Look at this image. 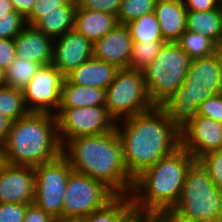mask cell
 I'll return each instance as SVG.
<instances>
[{"label": "cell", "instance_id": "cell-38", "mask_svg": "<svg viewBox=\"0 0 222 222\" xmlns=\"http://www.w3.org/2000/svg\"><path fill=\"white\" fill-rule=\"evenodd\" d=\"M50 214L43 211L36 203L27 206L23 222H55Z\"/></svg>", "mask_w": 222, "mask_h": 222}, {"label": "cell", "instance_id": "cell-10", "mask_svg": "<svg viewBox=\"0 0 222 222\" xmlns=\"http://www.w3.org/2000/svg\"><path fill=\"white\" fill-rule=\"evenodd\" d=\"M34 203L56 220L63 221V202L68 176L72 168L60 155L53 161L34 167Z\"/></svg>", "mask_w": 222, "mask_h": 222}, {"label": "cell", "instance_id": "cell-3", "mask_svg": "<svg viewBox=\"0 0 222 222\" xmlns=\"http://www.w3.org/2000/svg\"><path fill=\"white\" fill-rule=\"evenodd\" d=\"M196 159L182 146L161 158L134 178L131 199L136 214L151 215L173 208L180 199L183 183Z\"/></svg>", "mask_w": 222, "mask_h": 222}, {"label": "cell", "instance_id": "cell-48", "mask_svg": "<svg viewBox=\"0 0 222 222\" xmlns=\"http://www.w3.org/2000/svg\"><path fill=\"white\" fill-rule=\"evenodd\" d=\"M220 222H222V210H221V213H220Z\"/></svg>", "mask_w": 222, "mask_h": 222}, {"label": "cell", "instance_id": "cell-33", "mask_svg": "<svg viewBox=\"0 0 222 222\" xmlns=\"http://www.w3.org/2000/svg\"><path fill=\"white\" fill-rule=\"evenodd\" d=\"M71 0H34L31 12L25 17L26 24L33 26L44 13L57 10L58 6L67 5Z\"/></svg>", "mask_w": 222, "mask_h": 222}, {"label": "cell", "instance_id": "cell-30", "mask_svg": "<svg viewBox=\"0 0 222 222\" xmlns=\"http://www.w3.org/2000/svg\"><path fill=\"white\" fill-rule=\"evenodd\" d=\"M157 0H122L117 15L118 24L129 23L147 13L154 12Z\"/></svg>", "mask_w": 222, "mask_h": 222}, {"label": "cell", "instance_id": "cell-36", "mask_svg": "<svg viewBox=\"0 0 222 222\" xmlns=\"http://www.w3.org/2000/svg\"><path fill=\"white\" fill-rule=\"evenodd\" d=\"M28 204L0 203V222H23Z\"/></svg>", "mask_w": 222, "mask_h": 222}, {"label": "cell", "instance_id": "cell-31", "mask_svg": "<svg viewBox=\"0 0 222 222\" xmlns=\"http://www.w3.org/2000/svg\"><path fill=\"white\" fill-rule=\"evenodd\" d=\"M197 161L207 171L214 185L222 189V149L208 152L199 157Z\"/></svg>", "mask_w": 222, "mask_h": 222}, {"label": "cell", "instance_id": "cell-45", "mask_svg": "<svg viewBox=\"0 0 222 222\" xmlns=\"http://www.w3.org/2000/svg\"><path fill=\"white\" fill-rule=\"evenodd\" d=\"M214 56L217 58L219 68H220V72H221V75H222V41L215 44Z\"/></svg>", "mask_w": 222, "mask_h": 222}, {"label": "cell", "instance_id": "cell-22", "mask_svg": "<svg viewBox=\"0 0 222 222\" xmlns=\"http://www.w3.org/2000/svg\"><path fill=\"white\" fill-rule=\"evenodd\" d=\"M105 106V89L75 85L64 79L59 108Z\"/></svg>", "mask_w": 222, "mask_h": 222}, {"label": "cell", "instance_id": "cell-15", "mask_svg": "<svg viewBox=\"0 0 222 222\" xmlns=\"http://www.w3.org/2000/svg\"><path fill=\"white\" fill-rule=\"evenodd\" d=\"M93 57V44L76 29L65 32L53 41L52 64L66 76Z\"/></svg>", "mask_w": 222, "mask_h": 222}, {"label": "cell", "instance_id": "cell-35", "mask_svg": "<svg viewBox=\"0 0 222 222\" xmlns=\"http://www.w3.org/2000/svg\"><path fill=\"white\" fill-rule=\"evenodd\" d=\"M122 0H77L80 8L101 11L117 17Z\"/></svg>", "mask_w": 222, "mask_h": 222}, {"label": "cell", "instance_id": "cell-6", "mask_svg": "<svg viewBox=\"0 0 222 222\" xmlns=\"http://www.w3.org/2000/svg\"><path fill=\"white\" fill-rule=\"evenodd\" d=\"M191 60L177 42H165L155 59L142 70L154 106L164 104L183 85Z\"/></svg>", "mask_w": 222, "mask_h": 222}, {"label": "cell", "instance_id": "cell-47", "mask_svg": "<svg viewBox=\"0 0 222 222\" xmlns=\"http://www.w3.org/2000/svg\"><path fill=\"white\" fill-rule=\"evenodd\" d=\"M55 222H76V221H62V220H56Z\"/></svg>", "mask_w": 222, "mask_h": 222}, {"label": "cell", "instance_id": "cell-42", "mask_svg": "<svg viewBox=\"0 0 222 222\" xmlns=\"http://www.w3.org/2000/svg\"><path fill=\"white\" fill-rule=\"evenodd\" d=\"M11 124L12 121L8 117L0 114V146L5 144Z\"/></svg>", "mask_w": 222, "mask_h": 222}, {"label": "cell", "instance_id": "cell-41", "mask_svg": "<svg viewBox=\"0 0 222 222\" xmlns=\"http://www.w3.org/2000/svg\"><path fill=\"white\" fill-rule=\"evenodd\" d=\"M16 12L24 18L31 12L34 0H10Z\"/></svg>", "mask_w": 222, "mask_h": 222}, {"label": "cell", "instance_id": "cell-13", "mask_svg": "<svg viewBox=\"0 0 222 222\" xmlns=\"http://www.w3.org/2000/svg\"><path fill=\"white\" fill-rule=\"evenodd\" d=\"M181 146L196 160L222 149V123L197 115L181 132Z\"/></svg>", "mask_w": 222, "mask_h": 222}, {"label": "cell", "instance_id": "cell-43", "mask_svg": "<svg viewBox=\"0 0 222 222\" xmlns=\"http://www.w3.org/2000/svg\"><path fill=\"white\" fill-rule=\"evenodd\" d=\"M15 11L13 4L10 0H0V18L7 16V13Z\"/></svg>", "mask_w": 222, "mask_h": 222}, {"label": "cell", "instance_id": "cell-12", "mask_svg": "<svg viewBox=\"0 0 222 222\" xmlns=\"http://www.w3.org/2000/svg\"><path fill=\"white\" fill-rule=\"evenodd\" d=\"M64 79L65 76L53 64L41 66L22 89L28 111L55 115L60 106Z\"/></svg>", "mask_w": 222, "mask_h": 222}, {"label": "cell", "instance_id": "cell-40", "mask_svg": "<svg viewBox=\"0 0 222 222\" xmlns=\"http://www.w3.org/2000/svg\"><path fill=\"white\" fill-rule=\"evenodd\" d=\"M185 7L190 11H207L218 8L221 0H183Z\"/></svg>", "mask_w": 222, "mask_h": 222}, {"label": "cell", "instance_id": "cell-16", "mask_svg": "<svg viewBox=\"0 0 222 222\" xmlns=\"http://www.w3.org/2000/svg\"><path fill=\"white\" fill-rule=\"evenodd\" d=\"M132 43L126 24H117L93 44V57L114 64L119 69L129 68Z\"/></svg>", "mask_w": 222, "mask_h": 222}, {"label": "cell", "instance_id": "cell-28", "mask_svg": "<svg viewBox=\"0 0 222 222\" xmlns=\"http://www.w3.org/2000/svg\"><path fill=\"white\" fill-rule=\"evenodd\" d=\"M41 66L39 63L16 57L13 63L4 70L6 85L22 90Z\"/></svg>", "mask_w": 222, "mask_h": 222}, {"label": "cell", "instance_id": "cell-9", "mask_svg": "<svg viewBox=\"0 0 222 222\" xmlns=\"http://www.w3.org/2000/svg\"><path fill=\"white\" fill-rule=\"evenodd\" d=\"M116 196L102 182L72 170L65 189L63 221L82 219L105 207Z\"/></svg>", "mask_w": 222, "mask_h": 222}, {"label": "cell", "instance_id": "cell-5", "mask_svg": "<svg viewBox=\"0 0 222 222\" xmlns=\"http://www.w3.org/2000/svg\"><path fill=\"white\" fill-rule=\"evenodd\" d=\"M222 93V75L214 56L191 60L183 85L160 107L181 132L196 116L198 106Z\"/></svg>", "mask_w": 222, "mask_h": 222}, {"label": "cell", "instance_id": "cell-32", "mask_svg": "<svg viewBox=\"0 0 222 222\" xmlns=\"http://www.w3.org/2000/svg\"><path fill=\"white\" fill-rule=\"evenodd\" d=\"M27 26L25 18L16 11L0 18V38L14 39Z\"/></svg>", "mask_w": 222, "mask_h": 222}, {"label": "cell", "instance_id": "cell-18", "mask_svg": "<svg viewBox=\"0 0 222 222\" xmlns=\"http://www.w3.org/2000/svg\"><path fill=\"white\" fill-rule=\"evenodd\" d=\"M118 70L116 65L92 57L69 72L65 79L75 85L93 86L106 90Z\"/></svg>", "mask_w": 222, "mask_h": 222}, {"label": "cell", "instance_id": "cell-26", "mask_svg": "<svg viewBox=\"0 0 222 222\" xmlns=\"http://www.w3.org/2000/svg\"><path fill=\"white\" fill-rule=\"evenodd\" d=\"M28 113L21 89L8 85L0 86V114L8 117L13 122Z\"/></svg>", "mask_w": 222, "mask_h": 222}, {"label": "cell", "instance_id": "cell-27", "mask_svg": "<svg viewBox=\"0 0 222 222\" xmlns=\"http://www.w3.org/2000/svg\"><path fill=\"white\" fill-rule=\"evenodd\" d=\"M176 42L192 60L214 54L215 43L198 32L186 30Z\"/></svg>", "mask_w": 222, "mask_h": 222}, {"label": "cell", "instance_id": "cell-44", "mask_svg": "<svg viewBox=\"0 0 222 222\" xmlns=\"http://www.w3.org/2000/svg\"><path fill=\"white\" fill-rule=\"evenodd\" d=\"M127 222H153L151 215L134 214Z\"/></svg>", "mask_w": 222, "mask_h": 222}, {"label": "cell", "instance_id": "cell-24", "mask_svg": "<svg viewBox=\"0 0 222 222\" xmlns=\"http://www.w3.org/2000/svg\"><path fill=\"white\" fill-rule=\"evenodd\" d=\"M135 210L130 195H117L105 207L76 222H127Z\"/></svg>", "mask_w": 222, "mask_h": 222}, {"label": "cell", "instance_id": "cell-39", "mask_svg": "<svg viewBox=\"0 0 222 222\" xmlns=\"http://www.w3.org/2000/svg\"><path fill=\"white\" fill-rule=\"evenodd\" d=\"M153 222H195L175 211L173 208H166L151 214Z\"/></svg>", "mask_w": 222, "mask_h": 222}, {"label": "cell", "instance_id": "cell-46", "mask_svg": "<svg viewBox=\"0 0 222 222\" xmlns=\"http://www.w3.org/2000/svg\"><path fill=\"white\" fill-rule=\"evenodd\" d=\"M6 85L5 79H4V70L0 67V86Z\"/></svg>", "mask_w": 222, "mask_h": 222}, {"label": "cell", "instance_id": "cell-25", "mask_svg": "<svg viewBox=\"0 0 222 222\" xmlns=\"http://www.w3.org/2000/svg\"><path fill=\"white\" fill-rule=\"evenodd\" d=\"M133 42L165 41L155 12L147 13L126 23Z\"/></svg>", "mask_w": 222, "mask_h": 222}, {"label": "cell", "instance_id": "cell-20", "mask_svg": "<svg viewBox=\"0 0 222 222\" xmlns=\"http://www.w3.org/2000/svg\"><path fill=\"white\" fill-rule=\"evenodd\" d=\"M117 24V17L112 14L86 10L77 6L74 29L92 44L103 38Z\"/></svg>", "mask_w": 222, "mask_h": 222}, {"label": "cell", "instance_id": "cell-34", "mask_svg": "<svg viewBox=\"0 0 222 222\" xmlns=\"http://www.w3.org/2000/svg\"><path fill=\"white\" fill-rule=\"evenodd\" d=\"M197 115L222 123V93L206 99L198 106Z\"/></svg>", "mask_w": 222, "mask_h": 222}, {"label": "cell", "instance_id": "cell-21", "mask_svg": "<svg viewBox=\"0 0 222 222\" xmlns=\"http://www.w3.org/2000/svg\"><path fill=\"white\" fill-rule=\"evenodd\" d=\"M77 6V0L58 6L57 10L44 13L33 27L53 40L61 37L65 32L74 29Z\"/></svg>", "mask_w": 222, "mask_h": 222}, {"label": "cell", "instance_id": "cell-19", "mask_svg": "<svg viewBox=\"0 0 222 222\" xmlns=\"http://www.w3.org/2000/svg\"><path fill=\"white\" fill-rule=\"evenodd\" d=\"M187 11L183 0H157L154 12L166 42H176L186 31Z\"/></svg>", "mask_w": 222, "mask_h": 222}, {"label": "cell", "instance_id": "cell-2", "mask_svg": "<svg viewBox=\"0 0 222 222\" xmlns=\"http://www.w3.org/2000/svg\"><path fill=\"white\" fill-rule=\"evenodd\" d=\"M62 155L73 171L105 184L116 195H130L134 178L128 173L117 130L70 139Z\"/></svg>", "mask_w": 222, "mask_h": 222}, {"label": "cell", "instance_id": "cell-14", "mask_svg": "<svg viewBox=\"0 0 222 222\" xmlns=\"http://www.w3.org/2000/svg\"><path fill=\"white\" fill-rule=\"evenodd\" d=\"M35 169L4 163L0 169V203L34 202Z\"/></svg>", "mask_w": 222, "mask_h": 222}, {"label": "cell", "instance_id": "cell-7", "mask_svg": "<svg viewBox=\"0 0 222 222\" xmlns=\"http://www.w3.org/2000/svg\"><path fill=\"white\" fill-rule=\"evenodd\" d=\"M173 209L195 222H220L222 189L214 185L197 160L187 171L180 199Z\"/></svg>", "mask_w": 222, "mask_h": 222}, {"label": "cell", "instance_id": "cell-11", "mask_svg": "<svg viewBox=\"0 0 222 222\" xmlns=\"http://www.w3.org/2000/svg\"><path fill=\"white\" fill-rule=\"evenodd\" d=\"M55 116L62 147L73 138L112 132L117 125L105 106L59 108Z\"/></svg>", "mask_w": 222, "mask_h": 222}, {"label": "cell", "instance_id": "cell-17", "mask_svg": "<svg viewBox=\"0 0 222 222\" xmlns=\"http://www.w3.org/2000/svg\"><path fill=\"white\" fill-rule=\"evenodd\" d=\"M53 41L51 37L27 25L14 38L16 57L42 66L52 64Z\"/></svg>", "mask_w": 222, "mask_h": 222}, {"label": "cell", "instance_id": "cell-29", "mask_svg": "<svg viewBox=\"0 0 222 222\" xmlns=\"http://www.w3.org/2000/svg\"><path fill=\"white\" fill-rule=\"evenodd\" d=\"M166 41L133 42L129 68L142 71L150 64Z\"/></svg>", "mask_w": 222, "mask_h": 222}, {"label": "cell", "instance_id": "cell-4", "mask_svg": "<svg viewBox=\"0 0 222 222\" xmlns=\"http://www.w3.org/2000/svg\"><path fill=\"white\" fill-rule=\"evenodd\" d=\"M3 147L8 164L36 167L62 155L56 116L29 112L13 121Z\"/></svg>", "mask_w": 222, "mask_h": 222}, {"label": "cell", "instance_id": "cell-1", "mask_svg": "<svg viewBox=\"0 0 222 222\" xmlns=\"http://www.w3.org/2000/svg\"><path fill=\"white\" fill-rule=\"evenodd\" d=\"M118 122L125 167L136 178L146 168L181 146L180 132L160 106Z\"/></svg>", "mask_w": 222, "mask_h": 222}, {"label": "cell", "instance_id": "cell-37", "mask_svg": "<svg viewBox=\"0 0 222 222\" xmlns=\"http://www.w3.org/2000/svg\"><path fill=\"white\" fill-rule=\"evenodd\" d=\"M14 39L0 38V67L5 70L16 58Z\"/></svg>", "mask_w": 222, "mask_h": 222}, {"label": "cell", "instance_id": "cell-8", "mask_svg": "<svg viewBox=\"0 0 222 222\" xmlns=\"http://www.w3.org/2000/svg\"><path fill=\"white\" fill-rule=\"evenodd\" d=\"M105 107L117 122L152 109L142 71L119 69L105 90Z\"/></svg>", "mask_w": 222, "mask_h": 222}, {"label": "cell", "instance_id": "cell-23", "mask_svg": "<svg viewBox=\"0 0 222 222\" xmlns=\"http://www.w3.org/2000/svg\"><path fill=\"white\" fill-rule=\"evenodd\" d=\"M186 30L201 33L215 44L222 41V4L207 11H187Z\"/></svg>", "mask_w": 222, "mask_h": 222}]
</instances>
